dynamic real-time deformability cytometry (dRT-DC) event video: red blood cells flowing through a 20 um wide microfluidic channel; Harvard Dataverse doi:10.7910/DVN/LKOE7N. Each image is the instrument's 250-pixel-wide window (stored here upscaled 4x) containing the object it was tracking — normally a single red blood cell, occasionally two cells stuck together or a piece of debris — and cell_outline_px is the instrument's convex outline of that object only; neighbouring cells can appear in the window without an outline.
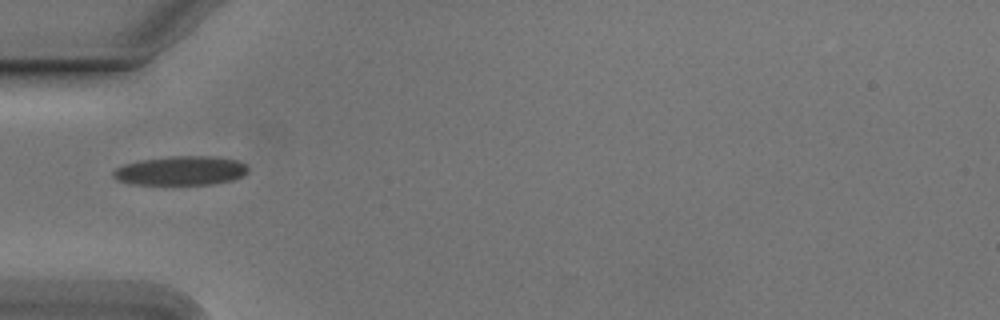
{"species": "Egyptian fruit bat (a non-hibernating species)", "species_latin": "Rousettus aegyptiacus", "temperature_condition": "cold", "stored_images_in_passage": 32, "camera_frame_rate_fps": 3000, "um_per_image_px": 0.085, "animal": {"sex": "male"}, "frame": {"image": 1, "passage_image": 1, "time_ms": 0.0, "image_size_px": [1000, 320], "cell_outline_px": [[248, 172], [244, 176], [232, 180], [212, 184], [132, 184], [116, 180], [112, 176], [112, 172], [116, 168], [124, 164], [140, 160], [172, 156], [212, 156], [236, 160], [244, 164], [248, 168]], "centroid_in_image_um": [15.35, 14.51], "position_along_channel_um": 69.6, "area_um2": 22.89}}
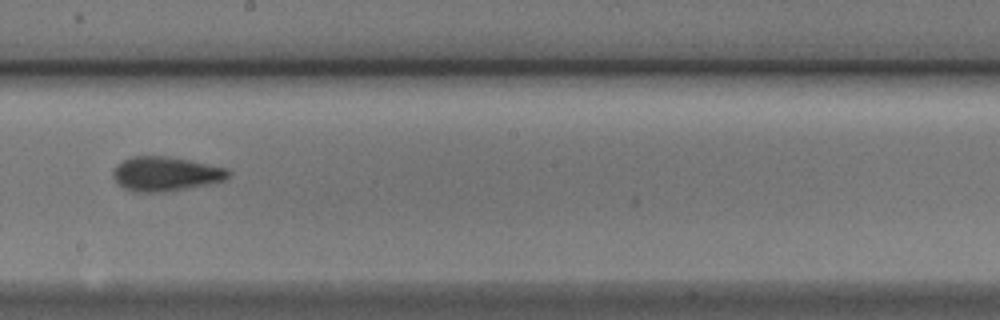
{"frame": {"image": 2, "passage_image": 14, "time_ms": 4.333, "image_size_px": [1000, 320], "cell_outline_px": [[232, 172], [224, 180], [208, 184], [168, 192], [132, 192], [116, 184], [112, 176], [112, 172], [116, 164], [132, 156], [168, 156], [228, 168]], "centroid_in_image_um": [14.04, 14.79], "position_along_channel_um": 234.2, "area_um2": 23.35}}
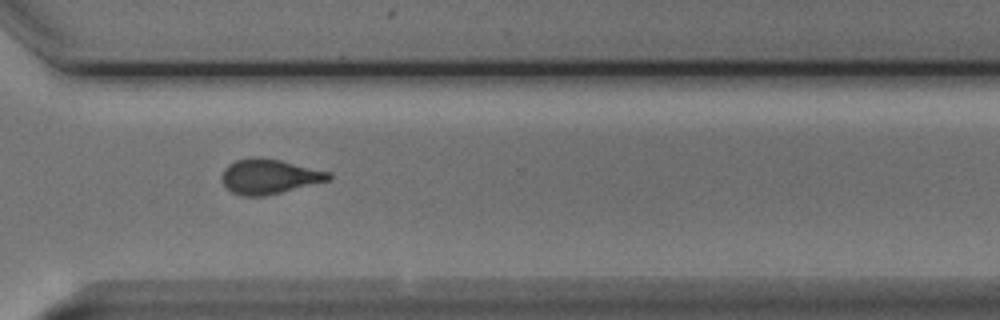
{"frame": {"image": 3, "passage_image": 23, "time_ms": 7.333, "image_size_px": [1000, 320], "cell_outline_px": [[332, 180], [264, 196], [244, 196], [232, 192], [224, 184], [220, 176], [224, 168], [228, 164], [236, 160], [280, 160], [332, 172]], "centroid_in_image_um": [22.94, 15.04], "position_along_channel_um": 347.7, "area_um2": 21.21}, "authors_computed_cell_mechanics": {"area_um2": 21.9351, "velocity_mm_per_s": 3.7971, "shape_relaxation_time_tau1_ms": 4.8979, "shape_relaxation_time_tau2_ms": 2.2795, "deformation_change_tau1": 0.1545, "deformation_change_tau2": 0.0915}}